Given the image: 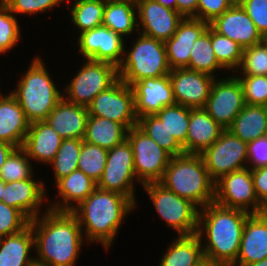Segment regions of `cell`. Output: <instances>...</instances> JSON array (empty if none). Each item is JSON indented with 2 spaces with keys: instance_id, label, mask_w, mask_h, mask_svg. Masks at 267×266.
<instances>
[{
  "instance_id": "cell-20",
  "label": "cell",
  "mask_w": 267,
  "mask_h": 266,
  "mask_svg": "<svg viewBox=\"0 0 267 266\" xmlns=\"http://www.w3.org/2000/svg\"><path fill=\"white\" fill-rule=\"evenodd\" d=\"M209 23L194 17H184L174 35L164 42L170 69L186 68L194 42L208 29Z\"/></svg>"
},
{
  "instance_id": "cell-4",
  "label": "cell",
  "mask_w": 267,
  "mask_h": 266,
  "mask_svg": "<svg viewBox=\"0 0 267 266\" xmlns=\"http://www.w3.org/2000/svg\"><path fill=\"white\" fill-rule=\"evenodd\" d=\"M159 183L200 209L214 203L215 182L200 154L184 153L171 157Z\"/></svg>"
},
{
  "instance_id": "cell-40",
  "label": "cell",
  "mask_w": 267,
  "mask_h": 266,
  "mask_svg": "<svg viewBox=\"0 0 267 266\" xmlns=\"http://www.w3.org/2000/svg\"><path fill=\"white\" fill-rule=\"evenodd\" d=\"M30 161L22 147L15 148L0 169V179L8 183L30 178L35 174Z\"/></svg>"
},
{
  "instance_id": "cell-42",
  "label": "cell",
  "mask_w": 267,
  "mask_h": 266,
  "mask_svg": "<svg viewBox=\"0 0 267 266\" xmlns=\"http://www.w3.org/2000/svg\"><path fill=\"white\" fill-rule=\"evenodd\" d=\"M19 23L9 7L0 0V54H4L18 44L21 39Z\"/></svg>"
},
{
  "instance_id": "cell-50",
  "label": "cell",
  "mask_w": 267,
  "mask_h": 266,
  "mask_svg": "<svg viewBox=\"0 0 267 266\" xmlns=\"http://www.w3.org/2000/svg\"><path fill=\"white\" fill-rule=\"evenodd\" d=\"M198 0H176V11L183 17L197 18Z\"/></svg>"
},
{
  "instance_id": "cell-30",
  "label": "cell",
  "mask_w": 267,
  "mask_h": 266,
  "mask_svg": "<svg viewBox=\"0 0 267 266\" xmlns=\"http://www.w3.org/2000/svg\"><path fill=\"white\" fill-rule=\"evenodd\" d=\"M127 131L116 121L88 116L83 141L109 150L126 139Z\"/></svg>"
},
{
  "instance_id": "cell-21",
  "label": "cell",
  "mask_w": 267,
  "mask_h": 266,
  "mask_svg": "<svg viewBox=\"0 0 267 266\" xmlns=\"http://www.w3.org/2000/svg\"><path fill=\"white\" fill-rule=\"evenodd\" d=\"M34 174L21 181L5 183L2 202L20 210L29 220L38 217L44 204L46 189L44 181H35Z\"/></svg>"
},
{
  "instance_id": "cell-44",
  "label": "cell",
  "mask_w": 267,
  "mask_h": 266,
  "mask_svg": "<svg viewBox=\"0 0 267 266\" xmlns=\"http://www.w3.org/2000/svg\"><path fill=\"white\" fill-rule=\"evenodd\" d=\"M29 223L30 220L20 210L0 201V237L17 234Z\"/></svg>"
},
{
  "instance_id": "cell-5",
  "label": "cell",
  "mask_w": 267,
  "mask_h": 266,
  "mask_svg": "<svg viewBox=\"0 0 267 266\" xmlns=\"http://www.w3.org/2000/svg\"><path fill=\"white\" fill-rule=\"evenodd\" d=\"M47 70L43 59L36 55L25 75L17 81V88L10 91L30 123L45 120L63 98Z\"/></svg>"
},
{
  "instance_id": "cell-2",
  "label": "cell",
  "mask_w": 267,
  "mask_h": 266,
  "mask_svg": "<svg viewBox=\"0 0 267 266\" xmlns=\"http://www.w3.org/2000/svg\"><path fill=\"white\" fill-rule=\"evenodd\" d=\"M250 213L211 203L199 211L197 235L204 257L231 266L237 259L244 225ZM205 239H204V238Z\"/></svg>"
},
{
  "instance_id": "cell-35",
  "label": "cell",
  "mask_w": 267,
  "mask_h": 266,
  "mask_svg": "<svg viewBox=\"0 0 267 266\" xmlns=\"http://www.w3.org/2000/svg\"><path fill=\"white\" fill-rule=\"evenodd\" d=\"M137 127L165 150L171 157L184 154L183 147L170 136L164 123L156 115L138 118Z\"/></svg>"
},
{
  "instance_id": "cell-27",
  "label": "cell",
  "mask_w": 267,
  "mask_h": 266,
  "mask_svg": "<svg viewBox=\"0 0 267 266\" xmlns=\"http://www.w3.org/2000/svg\"><path fill=\"white\" fill-rule=\"evenodd\" d=\"M55 184L58 196L62 200L48 203L47 206L48 209L55 211L71 212L97 188V183L78 169L59 179Z\"/></svg>"
},
{
  "instance_id": "cell-6",
  "label": "cell",
  "mask_w": 267,
  "mask_h": 266,
  "mask_svg": "<svg viewBox=\"0 0 267 266\" xmlns=\"http://www.w3.org/2000/svg\"><path fill=\"white\" fill-rule=\"evenodd\" d=\"M132 48L124 51L122 64L118 67L119 78L127 85L145 78L169 75L170 66L163 41L140 32Z\"/></svg>"
},
{
  "instance_id": "cell-12",
  "label": "cell",
  "mask_w": 267,
  "mask_h": 266,
  "mask_svg": "<svg viewBox=\"0 0 267 266\" xmlns=\"http://www.w3.org/2000/svg\"><path fill=\"white\" fill-rule=\"evenodd\" d=\"M200 155L214 182L231 172L247 168V143L228 130H224Z\"/></svg>"
},
{
  "instance_id": "cell-25",
  "label": "cell",
  "mask_w": 267,
  "mask_h": 266,
  "mask_svg": "<svg viewBox=\"0 0 267 266\" xmlns=\"http://www.w3.org/2000/svg\"><path fill=\"white\" fill-rule=\"evenodd\" d=\"M29 125L17 100L10 93H0V141L22 147Z\"/></svg>"
},
{
  "instance_id": "cell-26",
  "label": "cell",
  "mask_w": 267,
  "mask_h": 266,
  "mask_svg": "<svg viewBox=\"0 0 267 266\" xmlns=\"http://www.w3.org/2000/svg\"><path fill=\"white\" fill-rule=\"evenodd\" d=\"M224 130L204 108H190L186 154H201Z\"/></svg>"
},
{
  "instance_id": "cell-58",
  "label": "cell",
  "mask_w": 267,
  "mask_h": 266,
  "mask_svg": "<svg viewBox=\"0 0 267 266\" xmlns=\"http://www.w3.org/2000/svg\"><path fill=\"white\" fill-rule=\"evenodd\" d=\"M264 136L267 138V127H266V131H265V135Z\"/></svg>"
},
{
  "instance_id": "cell-36",
  "label": "cell",
  "mask_w": 267,
  "mask_h": 266,
  "mask_svg": "<svg viewBox=\"0 0 267 266\" xmlns=\"http://www.w3.org/2000/svg\"><path fill=\"white\" fill-rule=\"evenodd\" d=\"M165 125L170 136L183 147L186 153V138L190 120V108L174 104L163 107L155 114Z\"/></svg>"
},
{
  "instance_id": "cell-29",
  "label": "cell",
  "mask_w": 267,
  "mask_h": 266,
  "mask_svg": "<svg viewBox=\"0 0 267 266\" xmlns=\"http://www.w3.org/2000/svg\"><path fill=\"white\" fill-rule=\"evenodd\" d=\"M136 13V1L106 0L102 25L124 38L138 30Z\"/></svg>"
},
{
  "instance_id": "cell-52",
  "label": "cell",
  "mask_w": 267,
  "mask_h": 266,
  "mask_svg": "<svg viewBox=\"0 0 267 266\" xmlns=\"http://www.w3.org/2000/svg\"><path fill=\"white\" fill-rule=\"evenodd\" d=\"M195 266H229L220 262H216L207 258H203L197 265Z\"/></svg>"
},
{
  "instance_id": "cell-53",
  "label": "cell",
  "mask_w": 267,
  "mask_h": 266,
  "mask_svg": "<svg viewBox=\"0 0 267 266\" xmlns=\"http://www.w3.org/2000/svg\"><path fill=\"white\" fill-rule=\"evenodd\" d=\"M157 3L169 8L171 10H176V0H155Z\"/></svg>"
},
{
  "instance_id": "cell-22",
  "label": "cell",
  "mask_w": 267,
  "mask_h": 266,
  "mask_svg": "<svg viewBox=\"0 0 267 266\" xmlns=\"http://www.w3.org/2000/svg\"><path fill=\"white\" fill-rule=\"evenodd\" d=\"M267 258V220L250 214L244 225L239 254L231 266H248Z\"/></svg>"
},
{
  "instance_id": "cell-39",
  "label": "cell",
  "mask_w": 267,
  "mask_h": 266,
  "mask_svg": "<svg viewBox=\"0 0 267 266\" xmlns=\"http://www.w3.org/2000/svg\"><path fill=\"white\" fill-rule=\"evenodd\" d=\"M107 154V149L83 141L77 169L97 183L106 166Z\"/></svg>"
},
{
  "instance_id": "cell-48",
  "label": "cell",
  "mask_w": 267,
  "mask_h": 266,
  "mask_svg": "<svg viewBox=\"0 0 267 266\" xmlns=\"http://www.w3.org/2000/svg\"><path fill=\"white\" fill-rule=\"evenodd\" d=\"M247 165V168L251 170L267 166V138L265 136L247 143Z\"/></svg>"
},
{
  "instance_id": "cell-34",
  "label": "cell",
  "mask_w": 267,
  "mask_h": 266,
  "mask_svg": "<svg viewBox=\"0 0 267 266\" xmlns=\"http://www.w3.org/2000/svg\"><path fill=\"white\" fill-rule=\"evenodd\" d=\"M73 1L69 14L79 34L102 25L106 0Z\"/></svg>"
},
{
  "instance_id": "cell-23",
  "label": "cell",
  "mask_w": 267,
  "mask_h": 266,
  "mask_svg": "<svg viewBox=\"0 0 267 266\" xmlns=\"http://www.w3.org/2000/svg\"><path fill=\"white\" fill-rule=\"evenodd\" d=\"M88 116L87 107L76 105L63 97L45 121L63 139H83Z\"/></svg>"
},
{
  "instance_id": "cell-17",
  "label": "cell",
  "mask_w": 267,
  "mask_h": 266,
  "mask_svg": "<svg viewBox=\"0 0 267 266\" xmlns=\"http://www.w3.org/2000/svg\"><path fill=\"white\" fill-rule=\"evenodd\" d=\"M136 7L138 32L163 42L174 35L184 18L176 10L166 8L155 0H137Z\"/></svg>"
},
{
  "instance_id": "cell-18",
  "label": "cell",
  "mask_w": 267,
  "mask_h": 266,
  "mask_svg": "<svg viewBox=\"0 0 267 266\" xmlns=\"http://www.w3.org/2000/svg\"><path fill=\"white\" fill-rule=\"evenodd\" d=\"M132 89L137 118L155 115L163 107L176 104L169 75L142 79Z\"/></svg>"
},
{
  "instance_id": "cell-19",
  "label": "cell",
  "mask_w": 267,
  "mask_h": 266,
  "mask_svg": "<svg viewBox=\"0 0 267 266\" xmlns=\"http://www.w3.org/2000/svg\"><path fill=\"white\" fill-rule=\"evenodd\" d=\"M209 26L218 34L237 42L243 49L264 40L254 22L238 2L216 17Z\"/></svg>"
},
{
  "instance_id": "cell-54",
  "label": "cell",
  "mask_w": 267,
  "mask_h": 266,
  "mask_svg": "<svg viewBox=\"0 0 267 266\" xmlns=\"http://www.w3.org/2000/svg\"><path fill=\"white\" fill-rule=\"evenodd\" d=\"M258 214L265 220H267V199L261 203Z\"/></svg>"
},
{
  "instance_id": "cell-31",
  "label": "cell",
  "mask_w": 267,
  "mask_h": 266,
  "mask_svg": "<svg viewBox=\"0 0 267 266\" xmlns=\"http://www.w3.org/2000/svg\"><path fill=\"white\" fill-rule=\"evenodd\" d=\"M203 258L202 241L197 234L178 236L162 255L159 266H195Z\"/></svg>"
},
{
  "instance_id": "cell-41",
  "label": "cell",
  "mask_w": 267,
  "mask_h": 266,
  "mask_svg": "<svg viewBox=\"0 0 267 266\" xmlns=\"http://www.w3.org/2000/svg\"><path fill=\"white\" fill-rule=\"evenodd\" d=\"M235 72H240L239 75H267V43L263 40L243 49L241 64Z\"/></svg>"
},
{
  "instance_id": "cell-33",
  "label": "cell",
  "mask_w": 267,
  "mask_h": 266,
  "mask_svg": "<svg viewBox=\"0 0 267 266\" xmlns=\"http://www.w3.org/2000/svg\"><path fill=\"white\" fill-rule=\"evenodd\" d=\"M197 72L206 73L215 77L216 71L225 70L218 62L212 44H211V27L194 42L190 53L189 65L186 67Z\"/></svg>"
},
{
  "instance_id": "cell-8",
  "label": "cell",
  "mask_w": 267,
  "mask_h": 266,
  "mask_svg": "<svg viewBox=\"0 0 267 266\" xmlns=\"http://www.w3.org/2000/svg\"><path fill=\"white\" fill-rule=\"evenodd\" d=\"M86 60L74 78L63 89L65 93L63 97L67 101L84 107H88L93 98L119 79L116 66L107 62Z\"/></svg>"
},
{
  "instance_id": "cell-16",
  "label": "cell",
  "mask_w": 267,
  "mask_h": 266,
  "mask_svg": "<svg viewBox=\"0 0 267 266\" xmlns=\"http://www.w3.org/2000/svg\"><path fill=\"white\" fill-rule=\"evenodd\" d=\"M169 78L176 104L204 108L216 77L188 68H176L170 70Z\"/></svg>"
},
{
  "instance_id": "cell-1",
  "label": "cell",
  "mask_w": 267,
  "mask_h": 266,
  "mask_svg": "<svg viewBox=\"0 0 267 266\" xmlns=\"http://www.w3.org/2000/svg\"><path fill=\"white\" fill-rule=\"evenodd\" d=\"M45 209L42 216L29 223L37 252L35 262L48 266H75L85 240L77 217L70 211Z\"/></svg>"
},
{
  "instance_id": "cell-45",
  "label": "cell",
  "mask_w": 267,
  "mask_h": 266,
  "mask_svg": "<svg viewBox=\"0 0 267 266\" xmlns=\"http://www.w3.org/2000/svg\"><path fill=\"white\" fill-rule=\"evenodd\" d=\"M10 9V11L15 14H28L34 15L37 13L45 12L49 9L60 5L61 2L69 0H2Z\"/></svg>"
},
{
  "instance_id": "cell-14",
  "label": "cell",
  "mask_w": 267,
  "mask_h": 266,
  "mask_svg": "<svg viewBox=\"0 0 267 266\" xmlns=\"http://www.w3.org/2000/svg\"><path fill=\"white\" fill-rule=\"evenodd\" d=\"M242 85L237 76L213 81L204 109L225 130L245 107Z\"/></svg>"
},
{
  "instance_id": "cell-7",
  "label": "cell",
  "mask_w": 267,
  "mask_h": 266,
  "mask_svg": "<svg viewBox=\"0 0 267 266\" xmlns=\"http://www.w3.org/2000/svg\"><path fill=\"white\" fill-rule=\"evenodd\" d=\"M159 217L177 231L178 236L197 234L200 208L159 182L142 185Z\"/></svg>"
},
{
  "instance_id": "cell-46",
  "label": "cell",
  "mask_w": 267,
  "mask_h": 266,
  "mask_svg": "<svg viewBox=\"0 0 267 266\" xmlns=\"http://www.w3.org/2000/svg\"><path fill=\"white\" fill-rule=\"evenodd\" d=\"M263 38L267 37V0H238Z\"/></svg>"
},
{
  "instance_id": "cell-51",
  "label": "cell",
  "mask_w": 267,
  "mask_h": 266,
  "mask_svg": "<svg viewBox=\"0 0 267 266\" xmlns=\"http://www.w3.org/2000/svg\"><path fill=\"white\" fill-rule=\"evenodd\" d=\"M16 147L0 141V169L3 166V164L5 163L7 157L10 155V153L15 149Z\"/></svg>"
},
{
  "instance_id": "cell-11",
  "label": "cell",
  "mask_w": 267,
  "mask_h": 266,
  "mask_svg": "<svg viewBox=\"0 0 267 266\" xmlns=\"http://www.w3.org/2000/svg\"><path fill=\"white\" fill-rule=\"evenodd\" d=\"M89 116L107 118L121 123L127 130L137 126L132 86L120 78L93 98L87 107Z\"/></svg>"
},
{
  "instance_id": "cell-28",
  "label": "cell",
  "mask_w": 267,
  "mask_h": 266,
  "mask_svg": "<svg viewBox=\"0 0 267 266\" xmlns=\"http://www.w3.org/2000/svg\"><path fill=\"white\" fill-rule=\"evenodd\" d=\"M32 248L34 233L30 225L17 234L0 237V266H32Z\"/></svg>"
},
{
  "instance_id": "cell-32",
  "label": "cell",
  "mask_w": 267,
  "mask_h": 266,
  "mask_svg": "<svg viewBox=\"0 0 267 266\" xmlns=\"http://www.w3.org/2000/svg\"><path fill=\"white\" fill-rule=\"evenodd\" d=\"M267 127V107L245 105L227 129L246 143L263 137Z\"/></svg>"
},
{
  "instance_id": "cell-15",
  "label": "cell",
  "mask_w": 267,
  "mask_h": 266,
  "mask_svg": "<svg viewBox=\"0 0 267 266\" xmlns=\"http://www.w3.org/2000/svg\"><path fill=\"white\" fill-rule=\"evenodd\" d=\"M125 38L104 25L85 31L78 38V52L84 59L107 62L117 68L122 64Z\"/></svg>"
},
{
  "instance_id": "cell-47",
  "label": "cell",
  "mask_w": 267,
  "mask_h": 266,
  "mask_svg": "<svg viewBox=\"0 0 267 266\" xmlns=\"http://www.w3.org/2000/svg\"><path fill=\"white\" fill-rule=\"evenodd\" d=\"M235 2V0H198L197 19L210 23Z\"/></svg>"
},
{
  "instance_id": "cell-49",
  "label": "cell",
  "mask_w": 267,
  "mask_h": 266,
  "mask_svg": "<svg viewBox=\"0 0 267 266\" xmlns=\"http://www.w3.org/2000/svg\"><path fill=\"white\" fill-rule=\"evenodd\" d=\"M255 193L260 203L267 199V166L252 170Z\"/></svg>"
},
{
  "instance_id": "cell-24",
  "label": "cell",
  "mask_w": 267,
  "mask_h": 266,
  "mask_svg": "<svg viewBox=\"0 0 267 266\" xmlns=\"http://www.w3.org/2000/svg\"><path fill=\"white\" fill-rule=\"evenodd\" d=\"M62 141L63 138L45 120L35 121L29 125L22 148L31 160L48 165L56 156Z\"/></svg>"
},
{
  "instance_id": "cell-37",
  "label": "cell",
  "mask_w": 267,
  "mask_h": 266,
  "mask_svg": "<svg viewBox=\"0 0 267 266\" xmlns=\"http://www.w3.org/2000/svg\"><path fill=\"white\" fill-rule=\"evenodd\" d=\"M82 143L83 139H63L56 156L48 164L54 170V183L77 170Z\"/></svg>"
},
{
  "instance_id": "cell-10",
  "label": "cell",
  "mask_w": 267,
  "mask_h": 266,
  "mask_svg": "<svg viewBox=\"0 0 267 266\" xmlns=\"http://www.w3.org/2000/svg\"><path fill=\"white\" fill-rule=\"evenodd\" d=\"M126 139L132 147L135 175L139 184L159 182L171 156L137 126L127 131Z\"/></svg>"
},
{
  "instance_id": "cell-55",
  "label": "cell",
  "mask_w": 267,
  "mask_h": 266,
  "mask_svg": "<svg viewBox=\"0 0 267 266\" xmlns=\"http://www.w3.org/2000/svg\"><path fill=\"white\" fill-rule=\"evenodd\" d=\"M248 266H267V258L260 260L258 262H254Z\"/></svg>"
},
{
  "instance_id": "cell-38",
  "label": "cell",
  "mask_w": 267,
  "mask_h": 266,
  "mask_svg": "<svg viewBox=\"0 0 267 266\" xmlns=\"http://www.w3.org/2000/svg\"><path fill=\"white\" fill-rule=\"evenodd\" d=\"M211 44L218 62L226 71H237L242 61L243 48L237 42L218 34L212 28Z\"/></svg>"
},
{
  "instance_id": "cell-9",
  "label": "cell",
  "mask_w": 267,
  "mask_h": 266,
  "mask_svg": "<svg viewBox=\"0 0 267 266\" xmlns=\"http://www.w3.org/2000/svg\"><path fill=\"white\" fill-rule=\"evenodd\" d=\"M135 175L132 147L127 139L108 150L106 166L97 182L99 189L129 197L135 204Z\"/></svg>"
},
{
  "instance_id": "cell-3",
  "label": "cell",
  "mask_w": 267,
  "mask_h": 266,
  "mask_svg": "<svg viewBox=\"0 0 267 266\" xmlns=\"http://www.w3.org/2000/svg\"><path fill=\"white\" fill-rule=\"evenodd\" d=\"M135 205L129 197L97 187L71 212L79 221L86 243L97 242L109 250L125 217L134 211Z\"/></svg>"
},
{
  "instance_id": "cell-56",
  "label": "cell",
  "mask_w": 267,
  "mask_h": 266,
  "mask_svg": "<svg viewBox=\"0 0 267 266\" xmlns=\"http://www.w3.org/2000/svg\"><path fill=\"white\" fill-rule=\"evenodd\" d=\"M5 182L0 179V201L2 200V194L4 192Z\"/></svg>"
},
{
  "instance_id": "cell-13",
  "label": "cell",
  "mask_w": 267,
  "mask_h": 266,
  "mask_svg": "<svg viewBox=\"0 0 267 266\" xmlns=\"http://www.w3.org/2000/svg\"><path fill=\"white\" fill-rule=\"evenodd\" d=\"M214 202L222 207L258 214L261 203L255 193L252 170L244 168L217 180Z\"/></svg>"
},
{
  "instance_id": "cell-43",
  "label": "cell",
  "mask_w": 267,
  "mask_h": 266,
  "mask_svg": "<svg viewBox=\"0 0 267 266\" xmlns=\"http://www.w3.org/2000/svg\"><path fill=\"white\" fill-rule=\"evenodd\" d=\"M237 77L243 88L245 103L267 107V75Z\"/></svg>"
},
{
  "instance_id": "cell-57",
  "label": "cell",
  "mask_w": 267,
  "mask_h": 266,
  "mask_svg": "<svg viewBox=\"0 0 267 266\" xmlns=\"http://www.w3.org/2000/svg\"><path fill=\"white\" fill-rule=\"evenodd\" d=\"M32 266H48V265H43V264H39L37 262H34Z\"/></svg>"
}]
</instances>
